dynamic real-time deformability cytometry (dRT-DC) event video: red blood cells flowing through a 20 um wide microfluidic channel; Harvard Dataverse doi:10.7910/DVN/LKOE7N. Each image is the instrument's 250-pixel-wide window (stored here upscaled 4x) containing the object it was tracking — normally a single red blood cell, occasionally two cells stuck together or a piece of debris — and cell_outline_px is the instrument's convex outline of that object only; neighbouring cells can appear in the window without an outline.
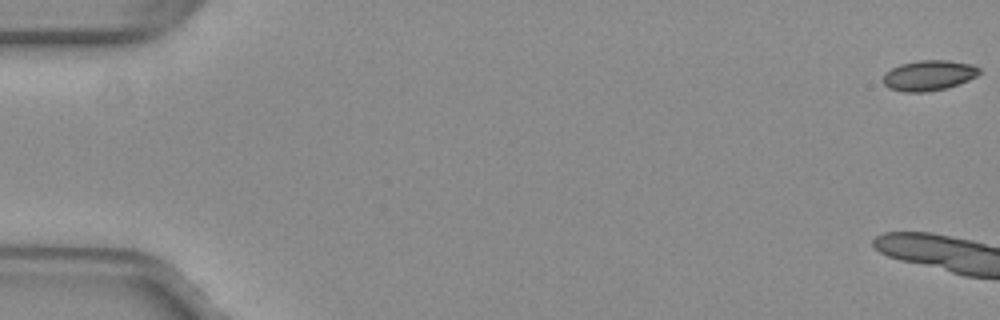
{"species": "common noctule bat (a hibernating species)", "species_latin": "Nyctalus noctula", "temperature_condition": "warm", "stored_images_in_passage": 8, "camera_frame_rate_fps": 3000, "um_per_image_px": 0.085, "animal": {"sex": "female", "body_mass_g": 29.2, "forearm_length_mm": 56.3}, "frame": {"image": 1, "passage_image": 1, "time_ms": 0.0, "image_size_px": [1000, 320], "cell_outline_px": [[980, 72], [976, 76], [968, 80], [944, 88], [924, 92], [904, 92], [888, 88], [884, 84], [884, 72], [900, 64], [920, 60], [948, 60], [972, 64], [980, 68]], "centroid_in_image_um": [78.93, 6.4], "position_along_channel_um": 6.1, "area_um2": 16.88}}